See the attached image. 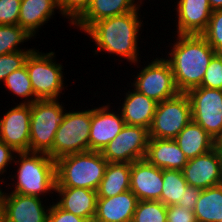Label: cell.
<instances>
[{"label":"cell","mask_w":222,"mask_h":222,"mask_svg":"<svg viewBox=\"0 0 222 222\" xmlns=\"http://www.w3.org/2000/svg\"><path fill=\"white\" fill-rule=\"evenodd\" d=\"M139 10L140 8L93 23L84 33H87L92 42H95L96 50L92 51L95 52L94 55L98 52L109 53L110 56L117 55L141 68L139 66L142 65H137L141 63L138 40L144 23L140 19L142 14H139L141 13Z\"/></svg>","instance_id":"1"},{"label":"cell","mask_w":222,"mask_h":222,"mask_svg":"<svg viewBox=\"0 0 222 222\" xmlns=\"http://www.w3.org/2000/svg\"><path fill=\"white\" fill-rule=\"evenodd\" d=\"M175 38L170 45L172 49L168 52V57L166 55L164 58L171 66L177 89L186 93L201 85L216 52L202 35L176 34Z\"/></svg>","instance_id":"2"},{"label":"cell","mask_w":222,"mask_h":222,"mask_svg":"<svg viewBox=\"0 0 222 222\" xmlns=\"http://www.w3.org/2000/svg\"><path fill=\"white\" fill-rule=\"evenodd\" d=\"M17 157V158H16ZM19 157V158H18ZM14 164L18 169L14 176L7 178L12 180L9 191L13 193L36 196L43 199L49 194H55L56 174L55 160L48 154L37 152H17ZM17 173V174H16ZM13 177V178H12ZM51 193V194H50ZM47 194V195H46Z\"/></svg>","instance_id":"3"},{"label":"cell","mask_w":222,"mask_h":222,"mask_svg":"<svg viewBox=\"0 0 222 222\" xmlns=\"http://www.w3.org/2000/svg\"><path fill=\"white\" fill-rule=\"evenodd\" d=\"M108 163L99 151L63 156L55 161V187H76L97 191Z\"/></svg>","instance_id":"4"},{"label":"cell","mask_w":222,"mask_h":222,"mask_svg":"<svg viewBox=\"0 0 222 222\" xmlns=\"http://www.w3.org/2000/svg\"><path fill=\"white\" fill-rule=\"evenodd\" d=\"M59 100H36L31 104L30 152L45 153L53 159L54 137L67 113Z\"/></svg>","instance_id":"5"},{"label":"cell","mask_w":222,"mask_h":222,"mask_svg":"<svg viewBox=\"0 0 222 222\" xmlns=\"http://www.w3.org/2000/svg\"><path fill=\"white\" fill-rule=\"evenodd\" d=\"M55 52H40L34 49L26 59L25 65L39 100L59 99L64 90V66L57 63Z\"/></svg>","instance_id":"6"},{"label":"cell","mask_w":222,"mask_h":222,"mask_svg":"<svg viewBox=\"0 0 222 222\" xmlns=\"http://www.w3.org/2000/svg\"><path fill=\"white\" fill-rule=\"evenodd\" d=\"M92 108L66 113L64 121L56 131L53 144V159L70 154L89 151V135Z\"/></svg>","instance_id":"7"},{"label":"cell","mask_w":222,"mask_h":222,"mask_svg":"<svg viewBox=\"0 0 222 222\" xmlns=\"http://www.w3.org/2000/svg\"><path fill=\"white\" fill-rule=\"evenodd\" d=\"M192 120L191 104L186 93L159 102L149 128V139H175Z\"/></svg>","instance_id":"8"},{"label":"cell","mask_w":222,"mask_h":222,"mask_svg":"<svg viewBox=\"0 0 222 222\" xmlns=\"http://www.w3.org/2000/svg\"><path fill=\"white\" fill-rule=\"evenodd\" d=\"M131 86L157 103L175 97L179 90L175 84L169 62L164 57H156L140 69Z\"/></svg>","instance_id":"9"},{"label":"cell","mask_w":222,"mask_h":222,"mask_svg":"<svg viewBox=\"0 0 222 222\" xmlns=\"http://www.w3.org/2000/svg\"><path fill=\"white\" fill-rule=\"evenodd\" d=\"M186 94L191 104L192 120L216 141L222 134V90L198 86Z\"/></svg>","instance_id":"10"},{"label":"cell","mask_w":222,"mask_h":222,"mask_svg":"<svg viewBox=\"0 0 222 222\" xmlns=\"http://www.w3.org/2000/svg\"><path fill=\"white\" fill-rule=\"evenodd\" d=\"M148 141V129L126 124L101 154L109 163H133L145 159Z\"/></svg>","instance_id":"11"},{"label":"cell","mask_w":222,"mask_h":222,"mask_svg":"<svg viewBox=\"0 0 222 222\" xmlns=\"http://www.w3.org/2000/svg\"><path fill=\"white\" fill-rule=\"evenodd\" d=\"M8 110L0 117V140L16 152H30L31 104L19 102Z\"/></svg>","instance_id":"12"},{"label":"cell","mask_w":222,"mask_h":222,"mask_svg":"<svg viewBox=\"0 0 222 222\" xmlns=\"http://www.w3.org/2000/svg\"><path fill=\"white\" fill-rule=\"evenodd\" d=\"M181 171L189 186L200 189L217 186L222 182V152L215 147L189 159Z\"/></svg>","instance_id":"13"},{"label":"cell","mask_w":222,"mask_h":222,"mask_svg":"<svg viewBox=\"0 0 222 222\" xmlns=\"http://www.w3.org/2000/svg\"><path fill=\"white\" fill-rule=\"evenodd\" d=\"M3 222H47L50 205L43 198L5 192L1 202Z\"/></svg>","instance_id":"14"},{"label":"cell","mask_w":222,"mask_h":222,"mask_svg":"<svg viewBox=\"0 0 222 222\" xmlns=\"http://www.w3.org/2000/svg\"><path fill=\"white\" fill-rule=\"evenodd\" d=\"M110 104L113 103L94 106L92 109L89 151L101 152L126 125L120 111H114V108L111 110Z\"/></svg>","instance_id":"15"},{"label":"cell","mask_w":222,"mask_h":222,"mask_svg":"<svg viewBox=\"0 0 222 222\" xmlns=\"http://www.w3.org/2000/svg\"><path fill=\"white\" fill-rule=\"evenodd\" d=\"M163 170L146 159L131 163L130 190L138 200L160 201Z\"/></svg>","instance_id":"16"},{"label":"cell","mask_w":222,"mask_h":222,"mask_svg":"<svg viewBox=\"0 0 222 222\" xmlns=\"http://www.w3.org/2000/svg\"><path fill=\"white\" fill-rule=\"evenodd\" d=\"M175 16L177 34L201 35L208 27L213 10L208 0H177Z\"/></svg>","instance_id":"17"},{"label":"cell","mask_w":222,"mask_h":222,"mask_svg":"<svg viewBox=\"0 0 222 222\" xmlns=\"http://www.w3.org/2000/svg\"><path fill=\"white\" fill-rule=\"evenodd\" d=\"M138 198L131 191L113 197H98L93 222H132Z\"/></svg>","instance_id":"18"},{"label":"cell","mask_w":222,"mask_h":222,"mask_svg":"<svg viewBox=\"0 0 222 222\" xmlns=\"http://www.w3.org/2000/svg\"><path fill=\"white\" fill-rule=\"evenodd\" d=\"M57 193V195H56ZM55 202L61 209L93 222L96 214L97 191L76 187H55Z\"/></svg>","instance_id":"19"},{"label":"cell","mask_w":222,"mask_h":222,"mask_svg":"<svg viewBox=\"0 0 222 222\" xmlns=\"http://www.w3.org/2000/svg\"><path fill=\"white\" fill-rule=\"evenodd\" d=\"M124 94V101L117 110L120 111L125 123L149 130L158 103L134 88Z\"/></svg>","instance_id":"20"},{"label":"cell","mask_w":222,"mask_h":222,"mask_svg":"<svg viewBox=\"0 0 222 222\" xmlns=\"http://www.w3.org/2000/svg\"><path fill=\"white\" fill-rule=\"evenodd\" d=\"M58 9V0H21L18 25L34 38Z\"/></svg>","instance_id":"21"},{"label":"cell","mask_w":222,"mask_h":222,"mask_svg":"<svg viewBox=\"0 0 222 222\" xmlns=\"http://www.w3.org/2000/svg\"><path fill=\"white\" fill-rule=\"evenodd\" d=\"M145 159L162 170H182L188 162L174 139H149Z\"/></svg>","instance_id":"22"},{"label":"cell","mask_w":222,"mask_h":222,"mask_svg":"<svg viewBox=\"0 0 222 222\" xmlns=\"http://www.w3.org/2000/svg\"><path fill=\"white\" fill-rule=\"evenodd\" d=\"M141 8L135 0H92L86 12L72 25L85 32L93 23Z\"/></svg>","instance_id":"23"},{"label":"cell","mask_w":222,"mask_h":222,"mask_svg":"<svg viewBox=\"0 0 222 222\" xmlns=\"http://www.w3.org/2000/svg\"><path fill=\"white\" fill-rule=\"evenodd\" d=\"M174 141L188 160L206 154L216 147V141L193 120L175 137Z\"/></svg>","instance_id":"24"},{"label":"cell","mask_w":222,"mask_h":222,"mask_svg":"<svg viewBox=\"0 0 222 222\" xmlns=\"http://www.w3.org/2000/svg\"><path fill=\"white\" fill-rule=\"evenodd\" d=\"M131 163H108L97 189L98 197H113L130 190Z\"/></svg>","instance_id":"25"},{"label":"cell","mask_w":222,"mask_h":222,"mask_svg":"<svg viewBox=\"0 0 222 222\" xmlns=\"http://www.w3.org/2000/svg\"><path fill=\"white\" fill-rule=\"evenodd\" d=\"M194 214L197 222L222 221V185L201 190Z\"/></svg>","instance_id":"26"},{"label":"cell","mask_w":222,"mask_h":222,"mask_svg":"<svg viewBox=\"0 0 222 222\" xmlns=\"http://www.w3.org/2000/svg\"><path fill=\"white\" fill-rule=\"evenodd\" d=\"M188 186L181 170H163L160 201L166 206H182L184 190Z\"/></svg>","instance_id":"27"},{"label":"cell","mask_w":222,"mask_h":222,"mask_svg":"<svg viewBox=\"0 0 222 222\" xmlns=\"http://www.w3.org/2000/svg\"><path fill=\"white\" fill-rule=\"evenodd\" d=\"M4 85L9 92H12L11 94L21 98V100L23 99L21 104H32L39 100L34 95L26 65L9 74L4 81Z\"/></svg>","instance_id":"28"},{"label":"cell","mask_w":222,"mask_h":222,"mask_svg":"<svg viewBox=\"0 0 222 222\" xmlns=\"http://www.w3.org/2000/svg\"><path fill=\"white\" fill-rule=\"evenodd\" d=\"M32 37L19 25H0V55L21 50H34V48L21 49L20 45H23L24 42H27Z\"/></svg>","instance_id":"29"},{"label":"cell","mask_w":222,"mask_h":222,"mask_svg":"<svg viewBox=\"0 0 222 222\" xmlns=\"http://www.w3.org/2000/svg\"><path fill=\"white\" fill-rule=\"evenodd\" d=\"M167 206L161 201L140 200L137 203L132 222H166Z\"/></svg>","instance_id":"30"},{"label":"cell","mask_w":222,"mask_h":222,"mask_svg":"<svg viewBox=\"0 0 222 222\" xmlns=\"http://www.w3.org/2000/svg\"><path fill=\"white\" fill-rule=\"evenodd\" d=\"M201 35L216 53L222 54V9L212 12L208 27Z\"/></svg>","instance_id":"31"},{"label":"cell","mask_w":222,"mask_h":222,"mask_svg":"<svg viewBox=\"0 0 222 222\" xmlns=\"http://www.w3.org/2000/svg\"><path fill=\"white\" fill-rule=\"evenodd\" d=\"M32 51L33 50H21L0 55V82L4 83L9 74L22 68Z\"/></svg>","instance_id":"32"},{"label":"cell","mask_w":222,"mask_h":222,"mask_svg":"<svg viewBox=\"0 0 222 222\" xmlns=\"http://www.w3.org/2000/svg\"><path fill=\"white\" fill-rule=\"evenodd\" d=\"M92 0H58L60 15L73 25L89 8Z\"/></svg>","instance_id":"33"},{"label":"cell","mask_w":222,"mask_h":222,"mask_svg":"<svg viewBox=\"0 0 222 222\" xmlns=\"http://www.w3.org/2000/svg\"><path fill=\"white\" fill-rule=\"evenodd\" d=\"M202 87L222 90V54L216 53L203 76Z\"/></svg>","instance_id":"34"},{"label":"cell","mask_w":222,"mask_h":222,"mask_svg":"<svg viewBox=\"0 0 222 222\" xmlns=\"http://www.w3.org/2000/svg\"><path fill=\"white\" fill-rule=\"evenodd\" d=\"M21 0H0V25H18Z\"/></svg>","instance_id":"35"},{"label":"cell","mask_w":222,"mask_h":222,"mask_svg":"<svg viewBox=\"0 0 222 222\" xmlns=\"http://www.w3.org/2000/svg\"><path fill=\"white\" fill-rule=\"evenodd\" d=\"M47 222H89L85 218L61 209L55 202L50 204Z\"/></svg>","instance_id":"36"},{"label":"cell","mask_w":222,"mask_h":222,"mask_svg":"<svg viewBox=\"0 0 222 222\" xmlns=\"http://www.w3.org/2000/svg\"><path fill=\"white\" fill-rule=\"evenodd\" d=\"M166 222H197L194 210L183 206H167Z\"/></svg>","instance_id":"37"},{"label":"cell","mask_w":222,"mask_h":222,"mask_svg":"<svg viewBox=\"0 0 222 222\" xmlns=\"http://www.w3.org/2000/svg\"><path fill=\"white\" fill-rule=\"evenodd\" d=\"M16 151L0 140V177L7 173V167L14 162ZM2 175V176H1Z\"/></svg>","instance_id":"38"},{"label":"cell","mask_w":222,"mask_h":222,"mask_svg":"<svg viewBox=\"0 0 222 222\" xmlns=\"http://www.w3.org/2000/svg\"><path fill=\"white\" fill-rule=\"evenodd\" d=\"M201 190L202 189L200 188L188 185L186 189L184 190L182 206L189 208L191 210H194L196 206V202L200 197Z\"/></svg>","instance_id":"39"},{"label":"cell","mask_w":222,"mask_h":222,"mask_svg":"<svg viewBox=\"0 0 222 222\" xmlns=\"http://www.w3.org/2000/svg\"><path fill=\"white\" fill-rule=\"evenodd\" d=\"M208 1L213 11L222 9V0H208Z\"/></svg>","instance_id":"40"},{"label":"cell","mask_w":222,"mask_h":222,"mask_svg":"<svg viewBox=\"0 0 222 222\" xmlns=\"http://www.w3.org/2000/svg\"><path fill=\"white\" fill-rule=\"evenodd\" d=\"M4 180H7V178L5 179V177H3V178L0 177V185L3 184V182H4V185H5L6 181H4ZM0 187H2V186H0ZM3 194H4L3 189H0V204H1L2 199H3Z\"/></svg>","instance_id":"41"},{"label":"cell","mask_w":222,"mask_h":222,"mask_svg":"<svg viewBox=\"0 0 222 222\" xmlns=\"http://www.w3.org/2000/svg\"><path fill=\"white\" fill-rule=\"evenodd\" d=\"M216 147L222 152V134L216 140Z\"/></svg>","instance_id":"42"},{"label":"cell","mask_w":222,"mask_h":222,"mask_svg":"<svg viewBox=\"0 0 222 222\" xmlns=\"http://www.w3.org/2000/svg\"><path fill=\"white\" fill-rule=\"evenodd\" d=\"M144 1V0H143ZM143 1L142 0H135V2L138 4L139 7L143 6Z\"/></svg>","instance_id":"43"},{"label":"cell","mask_w":222,"mask_h":222,"mask_svg":"<svg viewBox=\"0 0 222 222\" xmlns=\"http://www.w3.org/2000/svg\"><path fill=\"white\" fill-rule=\"evenodd\" d=\"M0 222H3V218H2V206L0 204Z\"/></svg>","instance_id":"44"}]
</instances>
